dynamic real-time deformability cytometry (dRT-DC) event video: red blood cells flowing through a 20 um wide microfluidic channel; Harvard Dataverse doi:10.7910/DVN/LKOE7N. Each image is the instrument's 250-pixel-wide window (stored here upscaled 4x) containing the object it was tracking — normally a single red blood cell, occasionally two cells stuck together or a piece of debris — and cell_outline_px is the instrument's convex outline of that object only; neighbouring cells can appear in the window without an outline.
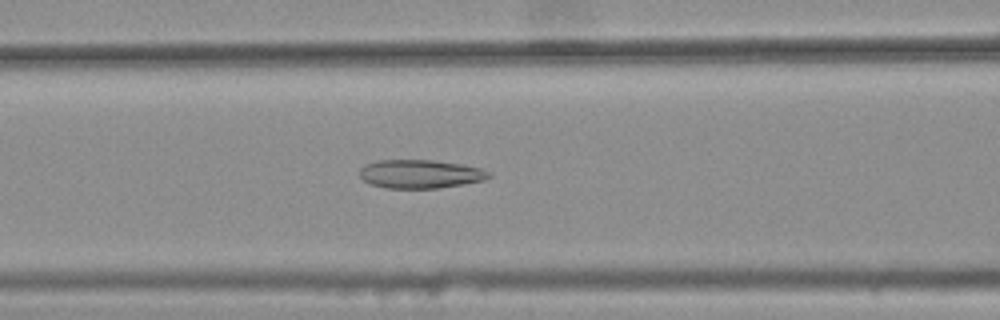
{"species": "common noctule bat (a hibernating species)", "species_latin": "Nyctalus noctula", "temperature_condition": "warm", "stored_images_in_passage": 40, "camera_frame_rate_fps": 3000, "um_per_image_px": 0.085, "animal": {"sex": "female", "body_mass_g": 25.1}, "frame": {"image": 1, "passage_image": 16, "time_ms": 5.0, "image_size_px": [1000, 320], "cell_outline_px": [[492, 176], [484, 180], [464, 184], [436, 188], [384, 188], [368, 184], [360, 176], [360, 168], [364, 164], [376, 160], [432, 160], [460, 164], [480, 168], [492, 172]], "centroid_in_image_um": [35.7, 14.79], "position_along_channel_um": 130.9, "area_um2": 21.68}}
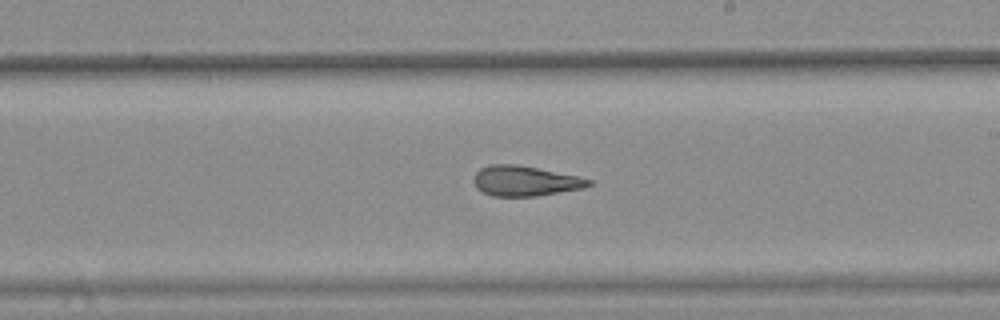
{"frame": {"image": 2, "passage_image": 25, "time_ms": 8.0, "image_size_px": [1000, 320], "cell_outline_px": [[592, 184], [584, 188], [536, 196], [492, 196], [476, 188], [472, 180], [476, 172], [480, 168], [488, 164], [516, 164], [576, 176], [592, 180]], "centroid_in_image_um": [44.58, 15.38], "position_along_channel_um": 244.4, "area_um2": 20.11}}
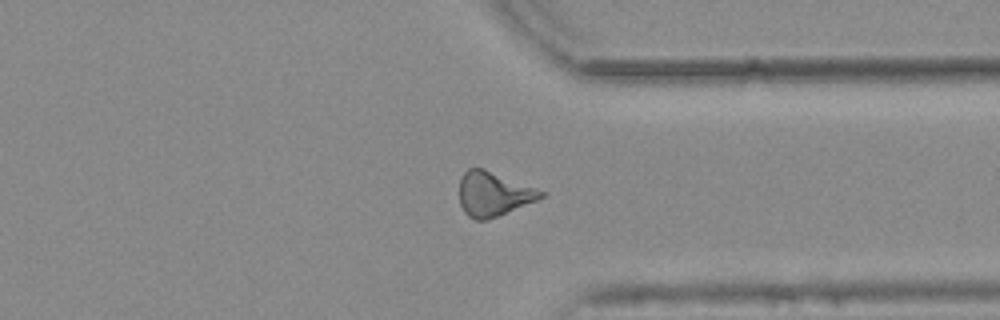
{"frame": {"image": 3, "passage_image": 35, "time_ms": 11.333, "image_size_px": [1000, 320], "cell_outline_px": [[544, 196], [536, 200], [496, 216], [484, 220], [476, 220], [468, 216], [464, 212], [460, 204], [460, 176], [468, 168], [484, 168], [544, 192]], "centroid_in_image_um": [41.88, 16.47], "position_along_channel_um": 369.5, "area_um2": 20.58}, "authors_computed_cell_mechanics": {"area_um2": 21.0681, "velocity_mm_per_s": 3.7926, "shape_relaxation_time_tau1_ms": null, "shape_relaxation_time_tau2_ms": 2.5486, "deformation_change_tau1": null, "deformation_change_tau2": 0.1258}}